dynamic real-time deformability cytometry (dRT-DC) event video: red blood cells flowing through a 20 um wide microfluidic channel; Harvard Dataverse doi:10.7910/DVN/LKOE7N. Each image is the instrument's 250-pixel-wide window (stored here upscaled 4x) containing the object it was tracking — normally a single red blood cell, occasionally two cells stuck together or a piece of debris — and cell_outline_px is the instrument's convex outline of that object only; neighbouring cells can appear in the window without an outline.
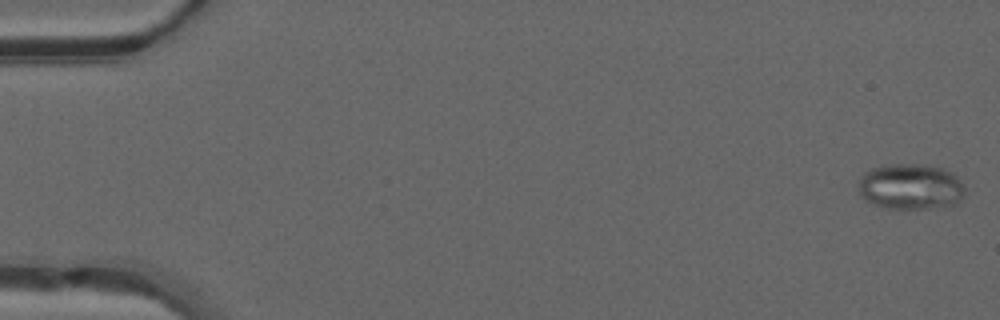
{"species": "common noctule bat (a hibernating species)", "species_latin": "Nyctalus noctula", "temperature_condition": "warm", "stored_images_in_passage": 49, "segment_of_instrument_passage": [1, 2], "camera_frame_rate_fps": 3000, "um_per_image_px": 0.085, "animal": {"sex": "male", "forearm_length_mm": 52.5}, "frame": {"image": 1, "passage_image": 1, "time_ms": 0.0, "image_size_px": [1000, 320], "cell_outline_px": [[964, 196], [956, 204], [928, 208], [888, 208], [872, 204], [860, 196], [856, 184], [856, 180], [864, 172], [872, 168], [892, 164], [916, 164], [944, 168], [952, 172], [964, 184]], "centroid_in_image_um": [77.36, 15.86], "position_along_channel_um": 7.6, "area_um2": 28.73}}